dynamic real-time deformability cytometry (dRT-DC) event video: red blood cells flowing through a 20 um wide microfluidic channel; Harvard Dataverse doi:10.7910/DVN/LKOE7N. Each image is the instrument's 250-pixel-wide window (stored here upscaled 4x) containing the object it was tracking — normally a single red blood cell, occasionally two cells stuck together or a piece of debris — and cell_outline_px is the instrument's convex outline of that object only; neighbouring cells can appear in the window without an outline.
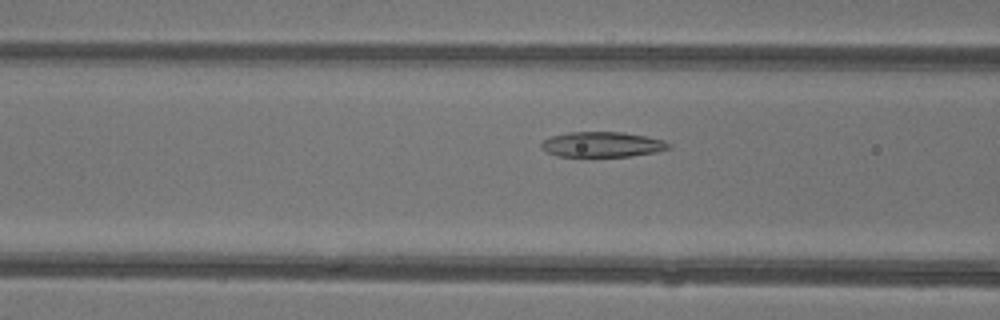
{"species": "common noctule bat (a hibernating species)", "species_latin": "Nyctalus noctula", "temperature_condition": "warm", "stored_images_in_passage": 35, "camera_frame_rate_fps": 3000, "um_per_image_px": 0.085, "animal": {"sex": "female"}, "frame": {"image": 1, "passage_image": 7, "time_ms": 2.0, "image_size_px": [1000, 320], "cell_outline_px": [[672, 148], [656, 152], [632, 156], [556, 156], [548, 152], [540, 144], [544, 140], [552, 136], [568, 132], [624, 132], [664, 140], [672, 144]], "centroid_in_image_um": [51.25, 12.28], "position_along_channel_um": 115.4, "area_um2": 18.67}}
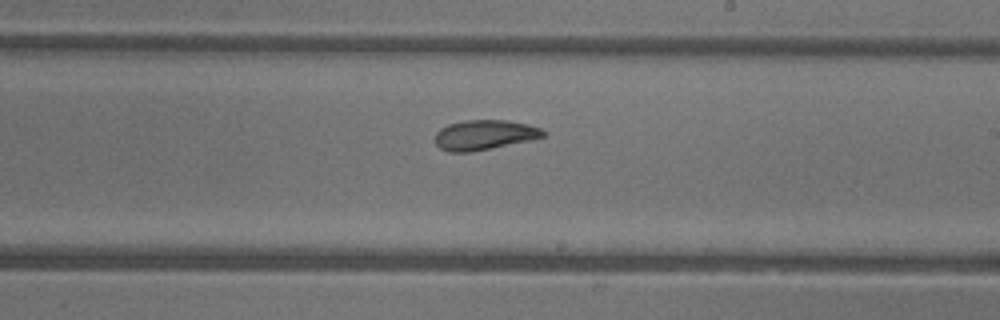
{"frame": {"image": 2, "passage_image": 16, "time_ms": 5.0, "image_size_px": [1000, 320], "cell_outline_px": [[548, 136], [532, 140], [492, 148], [468, 152], [448, 152], [440, 148], [436, 144], [436, 132], [440, 128], [448, 124], [464, 120], [508, 120], [528, 124], [540, 128], [548, 132]], "centroid_in_image_um": [41.22, 11.46], "position_along_channel_um": 247.8, "area_um2": 19.07}}
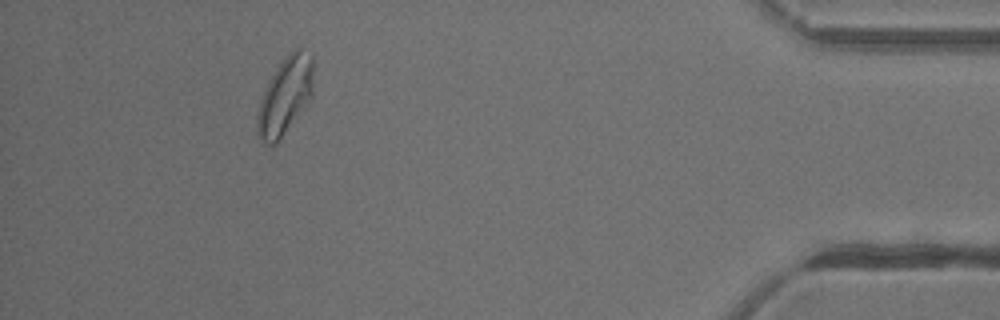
{"frame": {"image": 3, "passage_image": 31, "time_ms": 10.0, "image_size_px": [1000, 320], "cell_outline_px": [[312, 96], [276, 144], [264, 144], [256, 132], [256, 116], [260, 100], [268, 80], [276, 68], [288, 52], [296, 48], [300, 48], [312, 56]], "centroid_in_image_um": [24.2, 8.15], "position_along_channel_um": 411.0, "area_um2": 25.09}, "authors_computed_cell_mechanics": {"area_um2": 19.7676, "velocity_mm_per_s": 4.4028, "shape_relaxation_time_tau1_ms": 4.8696, "shape_relaxation_time_tau2_ms": 1.773, "deformation_change_tau1": 0.1548, "deformation_change_tau2": 0.0771}}